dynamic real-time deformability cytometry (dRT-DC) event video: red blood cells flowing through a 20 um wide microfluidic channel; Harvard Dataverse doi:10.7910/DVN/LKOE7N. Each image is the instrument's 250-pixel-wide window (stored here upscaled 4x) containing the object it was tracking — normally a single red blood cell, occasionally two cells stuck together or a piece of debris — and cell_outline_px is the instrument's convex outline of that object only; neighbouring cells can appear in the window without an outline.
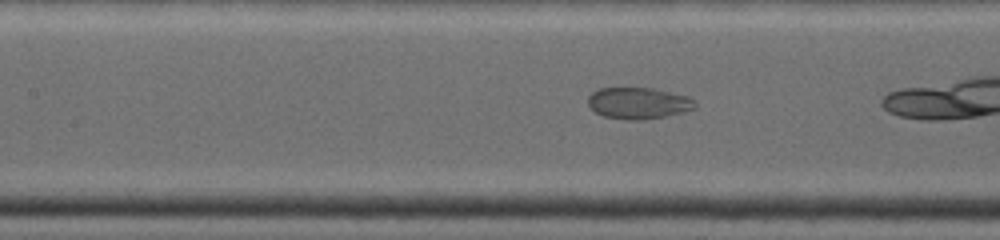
{"species": "common noctule bat (a hibernating species)", "species_latin": "Nyctalus noctula", "temperature_condition": "warm", "stored_images_in_passage": 17, "camera_frame_rate_fps": 4500, "um_per_image_px": 0.085, "animal": {"sex": "female", "body_mass_g": 19.0, "forearm_length_mm": 53.3}, "frame": {"image": 1, "passage_image": 10, "time_ms": 2.667, "image_size_px": [1000, 240], "cell_outline_px": [[696, 108], [684, 112], [664, 116], [640, 120], [628, 120], [604, 116], [596, 112], [588, 104], [588, 96], [592, 92], [600, 88], [652, 88], [688, 96], [696, 100]], "centroid_in_image_um": [54.29, 8.76], "position_along_channel_um": 153.1, "area_um2": 19.59}}